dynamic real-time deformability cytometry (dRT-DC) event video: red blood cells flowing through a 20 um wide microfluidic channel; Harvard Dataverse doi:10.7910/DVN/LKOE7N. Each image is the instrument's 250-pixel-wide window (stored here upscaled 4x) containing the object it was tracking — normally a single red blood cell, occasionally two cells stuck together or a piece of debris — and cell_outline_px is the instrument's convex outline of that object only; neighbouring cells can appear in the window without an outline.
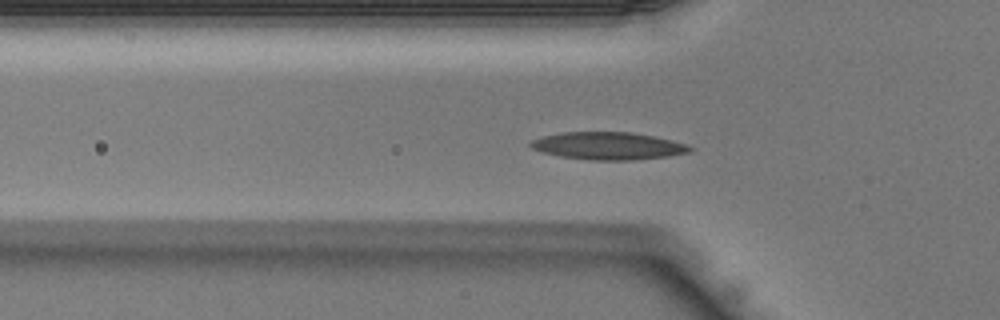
{"species": "Egyptian fruit bat (a non-hibernating species)", "species_latin": "Rousettus aegyptiacus", "temperature_condition": "warm", "stored_images_in_passage": 44, "camera_frame_rate_fps": 3000, "um_per_image_px": 0.085, "animal": {"sex": "male"}, "frame": {"image": 1, "passage_image": 14, "time_ms": 4.333, "image_size_px": [1000, 320], "cell_outline_px": [[696, 148], [692, 152], [668, 156], [632, 160], [592, 160], [560, 156], [544, 152], [532, 148], [528, 144], [532, 140], [544, 136], [564, 132], [632, 132], [652, 136], [684, 144]], "centroid_in_image_um": [51.71, 12.4], "position_along_channel_um": 74.1, "area_um2": 25.26}}
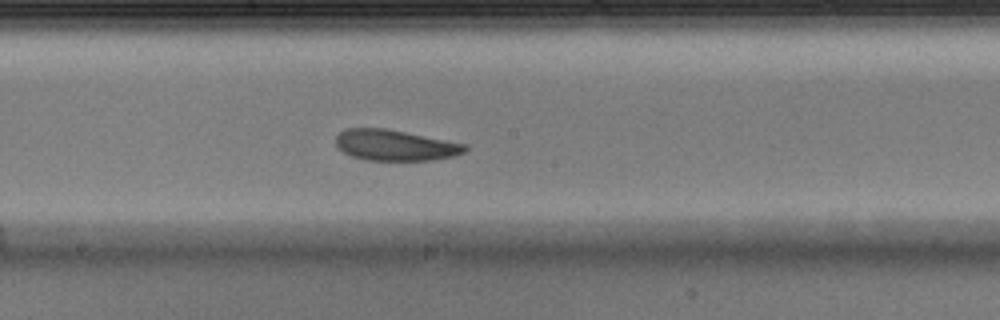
{"frame": {"image": 2, "passage_image": 23, "time_ms": 7.333, "image_size_px": [1000, 320], "cell_outline_px": [[468, 148], [464, 152], [456, 156], [432, 160], [364, 160], [352, 156], [344, 152], [336, 144], [336, 136], [340, 132], [348, 128], [384, 128], [468, 144]], "centroid_in_image_um": [33.62, 12.35], "position_along_channel_um": 214.6, "area_um2": 23.18}}
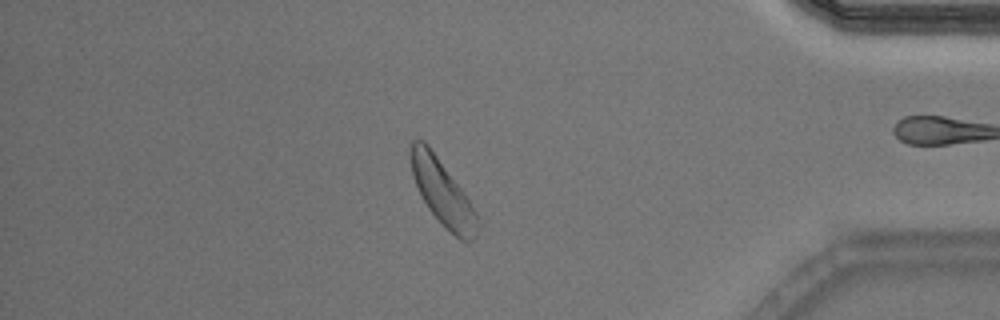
{"frame": {"image": 3, "passage_image": 37, "time_ms": 12.0, "image_size_px": [1000, 320], "cell_outline_px": [[480, 220], [476, 236], [468, 244], [460, 240], [428, 208], [412, 176], [412, 140], [424, 140], [428, 144], [464, 192], [476, 212]], "centroid_in_image_um": [37.67, 16.4], "position_along_channel_um": 397.5, "area_um2": 24.74}}